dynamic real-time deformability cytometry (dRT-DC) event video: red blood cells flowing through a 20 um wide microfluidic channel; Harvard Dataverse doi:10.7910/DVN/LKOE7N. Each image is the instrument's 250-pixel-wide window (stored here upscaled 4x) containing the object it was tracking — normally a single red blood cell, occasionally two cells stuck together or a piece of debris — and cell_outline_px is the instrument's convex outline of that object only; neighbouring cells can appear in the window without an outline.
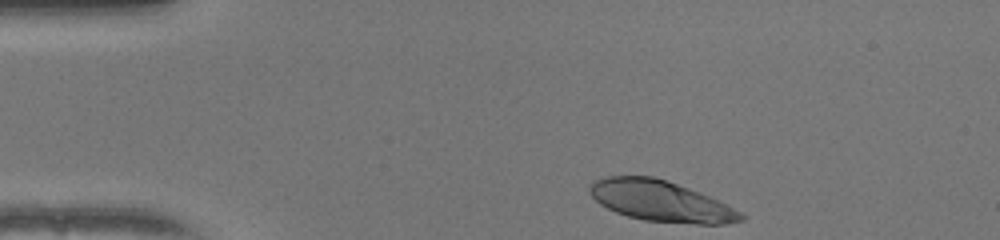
{"species": "human", "species_latin": "Homo sapiens", "temperature_condition": "warm", "stored_images_in_passage": 37, "camera_frame_rate_fps": 3000, "um_per_image_px": 0.085, "donor": {"sex": "female"}, "frame": {"image": 1, "passage_image": 1, "time_ms": 0.0, "image_size_px": [1000, 240], "cell_outline_px": [[744, 220], [724, 224], [696, 224], [644, 220], [628, 216], [616, 212], [600, 204], [588, 192], [588, 184], [592, 180], [608, 176], [652, 176], [700, 192], [740, 212], [744, 216]], "centroid_in_image_um": [56.1, 17.09], "position_along_channel_um": 28.9, "area_um2": 35.6}}
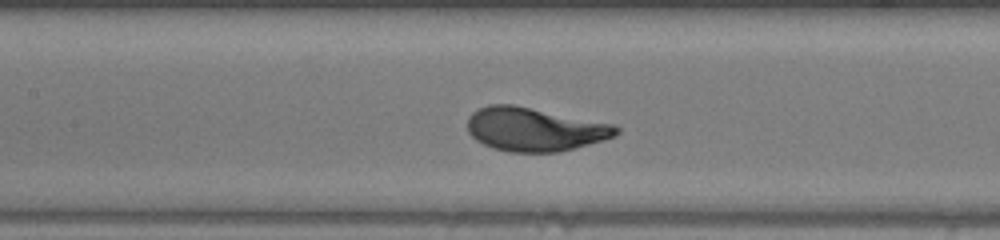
{"frame": {"image": 2, "passage_image": 16, "time_ms": 5.0, "image_size_px": [1000, 240], "cell_outline_px": [[620, 132], [616, 136], [604, 140], [560, 152], [508, 152], [492, 148], [476, 140], [468, 132], [468, 116], [472, 112], [488, 104], [512, 104], [616, 124], [620, 128]], "centroid_in_image_um": [45.47, 10.99], "position_along_channel_um": 161.9, "area_um2": 38.09}}
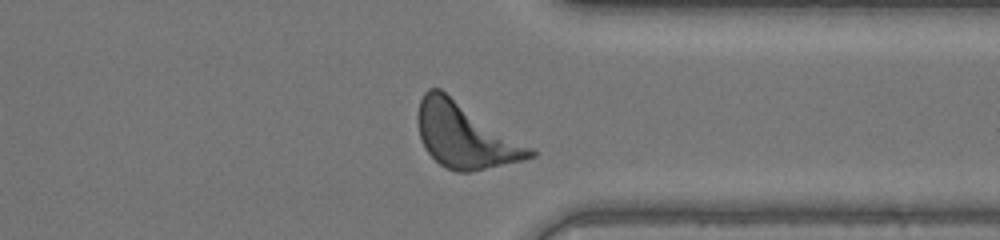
{"frame": {"image": 3, "passage_image": 32, "time_ms": 10.333, "image_size_px": [1000, 240], "cell_outline_px": [[536, 156], [524, 160], [468, 172], [456, 172], [440, 164], [424, 148], [420, 136], [416, 120], [416, 116], [420, 100], [424, 92], [428, 88], [440, 88], [532, 148], [536, 152]], "centroid_in_image_um": [39.5, 11.5], "position_along_channel_um": 371.9, "area_um2": 42.14}, "authors_computed_cell_mechanics": {"area_um2": 37.0498, "velocity_mm_per_s": 3.9772, "shape_relaxation_time_tau1_ms": 1.8748, "shape_relaxation_time_tau2_ms": null, "deformation_change_tau1": 0.163, "deformation_change_tau2": null}}